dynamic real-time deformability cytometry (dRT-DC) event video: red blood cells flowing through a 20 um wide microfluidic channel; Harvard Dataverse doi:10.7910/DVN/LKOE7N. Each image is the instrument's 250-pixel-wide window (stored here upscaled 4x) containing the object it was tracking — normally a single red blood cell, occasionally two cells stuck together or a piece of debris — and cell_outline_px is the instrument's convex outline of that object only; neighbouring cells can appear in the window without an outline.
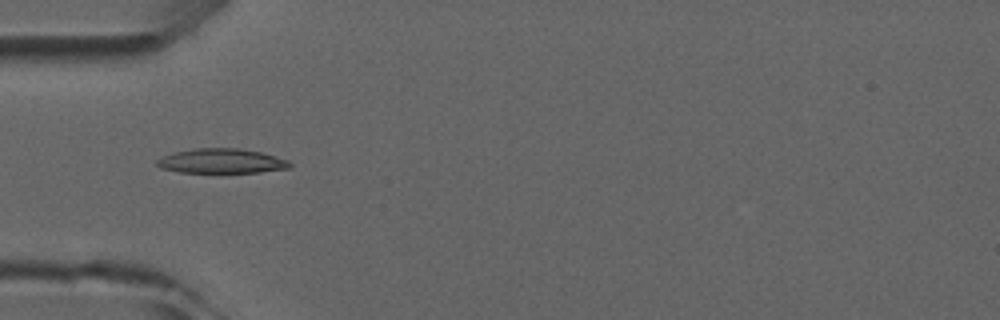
{"species": "common noctule bat (a hibernating species)", "species_latin": "Nyctalus noctula", "temperature_condition": "room temperature", "stored_images_in_passage": 4, "camera_frame_rate_fps": 3000, "um_per_image_px": 0.085, "animal": {"sex": "male", "forearm_length_mm": 52.5}, "frame": {"image": 1, "passage_image": 4, "time_ms": 4.333, "image_size_px": [1000, 320], "cell_outline_px": [[292, 164], [288, 168], [260, 172], [180, 172], [160, 168], [156, 164], [156, 160], [164, 156], [176, 152], [196, 148], [236, 148], [260, 152], [288, 160]], "centroid_in_image_um": [18.82, 13.69], "position_along_channel_um": 66.2, "area_um2": 18.79}}